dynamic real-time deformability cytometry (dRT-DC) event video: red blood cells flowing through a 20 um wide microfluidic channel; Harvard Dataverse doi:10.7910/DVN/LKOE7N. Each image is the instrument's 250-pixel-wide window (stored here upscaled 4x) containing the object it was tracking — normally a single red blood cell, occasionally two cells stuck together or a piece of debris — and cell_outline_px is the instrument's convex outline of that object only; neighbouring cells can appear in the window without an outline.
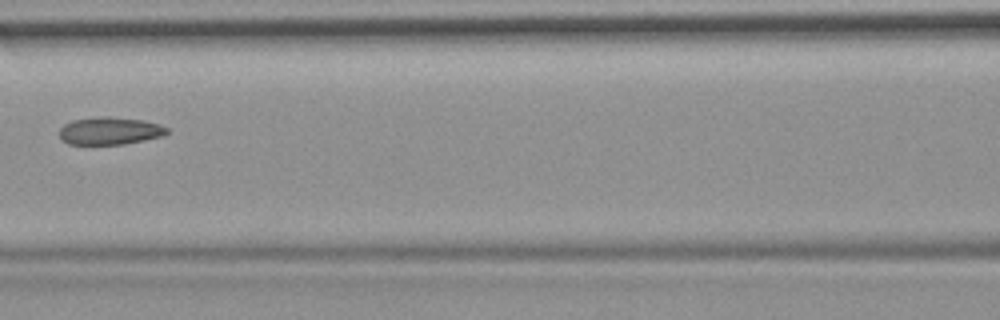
{"species": "common noctule bat (a hibernating species)", "species_latin": "Nyctalus noctula", "temperature_condition": "room temperature", "stored_images_in_passage": 8, "camera_frame_rate_fps": 3000, "um_per_image_px": 0.085, "animal": {"sex": "female", "body_mass_g": 19.9}, "frame": {"image": 1, "passage_image": 8, "time_ms": 8.0, "image_size_px": [1000, 320], "cell_outline_px": [[168, 132], [160, 136], [144, 140], [124, 144], [68, 144], [60, 140], [60, 128], [64, 124], [72, 120], [100, 116], [108, 116], [144, 120], [160, 124], [168, 128]], "centroid_in_image_um": [9.31, 11.11], "position_along_channel_um": 157.3, "area_um2": 17.34}}